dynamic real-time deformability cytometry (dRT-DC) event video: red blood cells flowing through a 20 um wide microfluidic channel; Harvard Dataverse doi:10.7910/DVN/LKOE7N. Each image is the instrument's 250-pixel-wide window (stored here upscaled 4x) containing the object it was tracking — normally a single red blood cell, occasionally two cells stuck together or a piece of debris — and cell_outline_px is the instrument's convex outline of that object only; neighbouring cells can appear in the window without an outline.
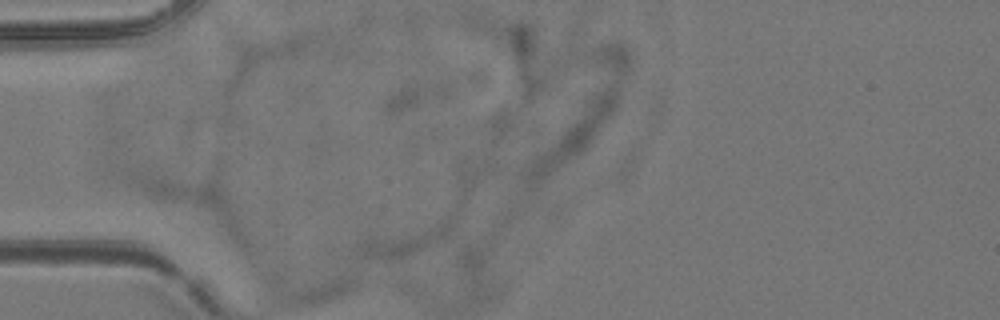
{"species": "common noctule bat (a hibernating species)", "species_latin": "Nyctalus noctula", "temperature_condition": "room temperature", "stored_images_in_passage": 3, "camera_frame_rate_fps": 3000, "um_per_image_px": 0.085, "animal": {"sex": "female", "body_mass_g": 24.6, "forearm_length_mm": 56.2}, "frame": {"image": 1, "passage_image": 1, "time_ms": 0.0, "image_size_px": [1000, 320], "cell_outline_px": [[456, 216], [452, 224], [444, 236], [404, 256], [384, 260], [356, 256], [356, 252], [364, 240], [368, 236], [448, 216]], "centroid_in_image_um": [34.35, 20.35], "position_along_channel_um": 50.7, "area_um2": 16.01}}